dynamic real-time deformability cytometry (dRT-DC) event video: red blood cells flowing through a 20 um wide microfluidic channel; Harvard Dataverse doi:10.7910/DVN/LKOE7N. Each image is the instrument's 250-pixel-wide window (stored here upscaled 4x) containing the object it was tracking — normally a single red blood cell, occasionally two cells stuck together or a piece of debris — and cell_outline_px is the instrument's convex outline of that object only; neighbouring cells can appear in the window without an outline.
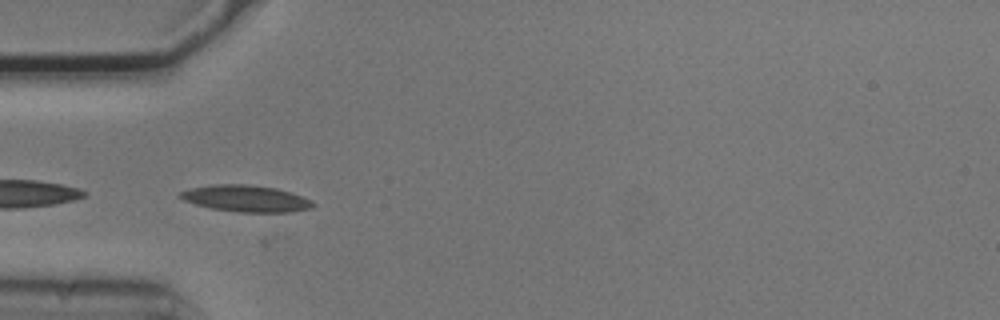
{"species": "common noctule bat (a hibernating species)", "species_latin": "Nyctalus noctula", "temperature_condition": "cold", "stored_images_in_passage": 33, "camera_frame_rate_fps": 3000, "um_per_image_px": 0.085, "animal": {"sex": "male", "body_mass_g": 20.5, "forearm_length_mm": 52.5}, "frame": {"image": 1, "passage_image": 7, "time_ms": 2.0, "image_size_px": [1000, 320], "cell_outline_px": [[316, 204], [312, 208], [292, 212], [240, 212], [212, 208], [196, 204], [184, 200], [176, 196], [180, 192], [188, 188], [212, 184], [244, 184], [276, 188], [292, 192], [312, 200]], "centroid_in_image_um": [20.92, 16.87], "position_along_channel_um": 64.1, "area_um2": 20.69}}